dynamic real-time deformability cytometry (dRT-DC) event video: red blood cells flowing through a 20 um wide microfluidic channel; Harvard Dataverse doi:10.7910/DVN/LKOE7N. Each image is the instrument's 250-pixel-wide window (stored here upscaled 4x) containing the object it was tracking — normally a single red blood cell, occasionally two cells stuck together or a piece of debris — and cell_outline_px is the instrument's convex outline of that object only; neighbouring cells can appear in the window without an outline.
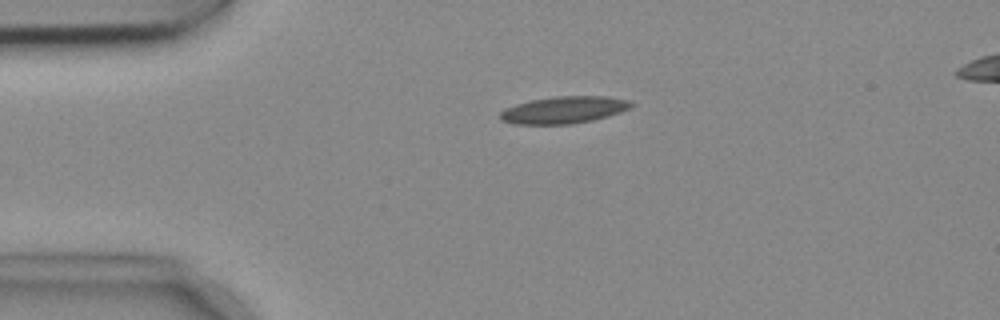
{"species": "common noctule bat (a hibernating species)", "species_latin": "Nyctalus noctula", "temperature_condition": "cold", "stored_images_in_passage": 44, "camera_frame_rate_fps": 3000, "um_per_image_px": 0.085, "animal": {"sex": "female", "body_mass_g": 18.4}, "frame": {"image": 1, "passage_image": 2, "time_ms": 0.333, "image_size_px": [1000, 320], "cell_outline_px": [[636, 104], [620, 112], [608, 116], [592, 120], [572, 124], [516, 124], [500, 120], [500, 112], [504, 108], [516, 104], [532, 100], [556, 96], [608, 96], [628, 100]], "centroid_in_image_um": [47.93, 9.34], "position_along_channel_um": 37.1, "area_um2": 20.63}}
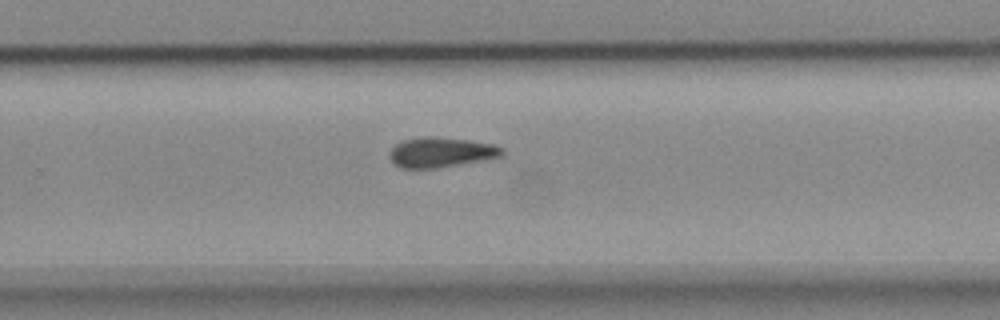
{"frame": {"image": 2, "passage_image": 25, "time_ms": 8.0, "image_size_px": [1000, 320], "cell_outline_px": [[504, 156], [484, 160], [436, 168], [400, 168], [392, 160], [392, 148], [396, 144], [404, 140], [420, 136], [436, 136], [468, 140], [496, 144], [504, 148]], "centroid_in_image_um": [37.57, 12.93], "position_along_channel_um": 292.2, "area_um2": 19.71}}
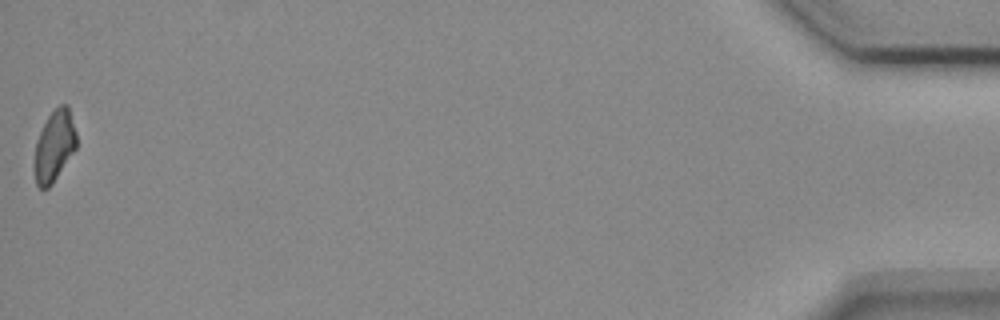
{"frame": {"image": 3, "passage_image": 44, "time_ms": 14.333, "image_size_px": [1000, 320], "cell_outline_px": [[76, 148], [52, 184], [48, 188], [40, 188], [36, 184], [36, 140], [48, 116], [60, 104], [68, 104], [76, 132]], "centroid_in_image_um": [4.65, 12.37], "position_along_channel_um": 430.6, "area_um2": 16.94}, "authors_computed_cell_mechanics": {"area_um2": 19.652, "velocity_mm_per_s": 3.7206, "shape_relaxation_time_tau1_ms": null, "shape_relaxation_time_tau2_ms": 9.781, "deformation_change_tau1": null, "deformation_change_tau2": 0.2004}}